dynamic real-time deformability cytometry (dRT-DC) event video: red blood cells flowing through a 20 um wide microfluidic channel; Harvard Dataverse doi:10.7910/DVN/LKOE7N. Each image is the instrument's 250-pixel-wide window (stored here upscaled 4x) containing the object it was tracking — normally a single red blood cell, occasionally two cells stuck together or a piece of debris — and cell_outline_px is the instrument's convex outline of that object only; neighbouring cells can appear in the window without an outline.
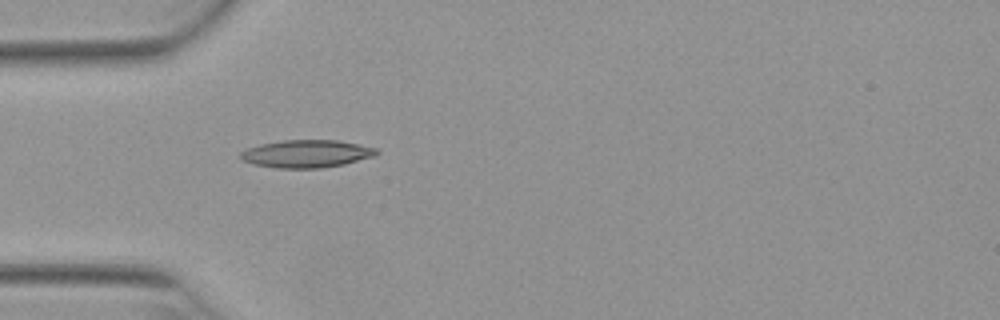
{"species": "Egyptian fruit bat (a non-hibernating species)", "species_latin": "Rousettus aegyptiacus", "temperature_condition": "warm", "stored_images_in_passage": 37, "camera_frame_rate_fps": 3000, "um_per_image_px": 0.085, "animal": {"sex": "female"}, "frame": {"image": 1, "passage_image": 1, "time_ms": 0.0, "image_size_px": [1000, 320], "cell_outline_px": [[380, 152], [376, 156], [344, 164], [320, 168], [276, 168], [252, 164], [244, 160], [240, 156], [240, 152], [248, 148], [260, 144], [284, 140], [340, 140], [376, 148]], "centroid_in_image_um": [26.08, 13.07], "position_along_channel_um": 58.9, "area_um2": 21.96}}
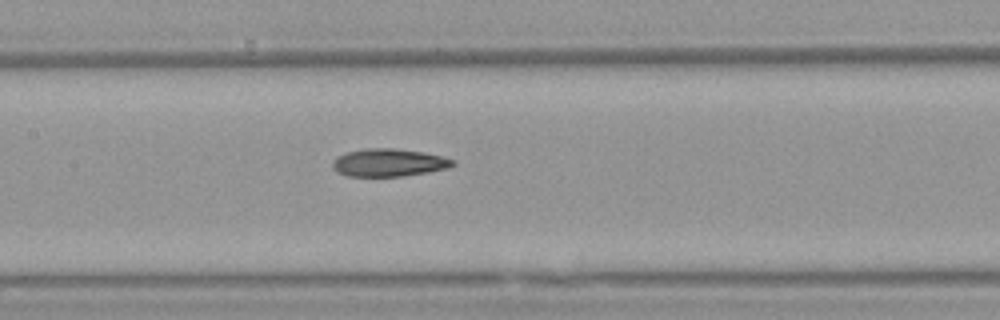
{"frame": {"image": 2, "passage_image": 10, "time_ms": 3.0, "image_size_px": [1000, 320], "cell_outline_px": [[456, 164], [448, 168], [428, 172], [400, 176], [348, 176], [332, 168], [332, 160], [336, 156], [348, 152], [364, 148], [392, 148], [424, 152], [444, 156], [456, 160]], "centroid_in_image_um": [33.07, 13.81], "position_along_channel_um": 174.3, "area_um2": 19.54}}
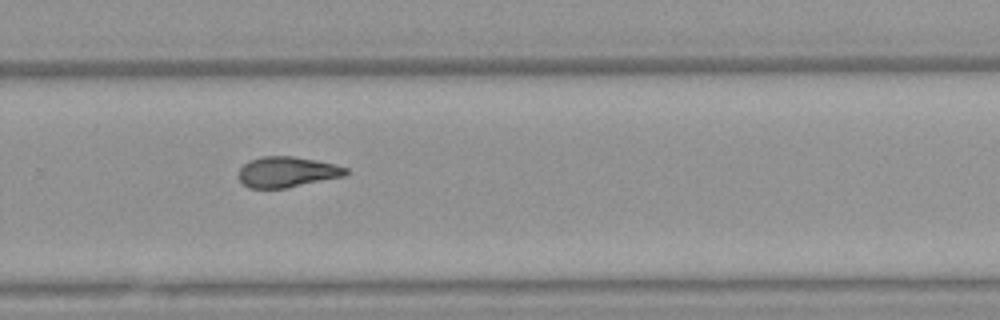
{"frame": {"image": 3, "passage_image": 20, "time_ms": 6.333, "image_size_px": [1000, 320], "cell_outline_px": [[348, 172], [344, 176], [288, 188], [248, 188], [240, 180], [240, 168], [248, 160], [264, 156], [292, 156], [316, 160], [336, 164], [348, 168]], "centroid_in_image_um": [24.42, 14.61], "position_along_channel_um": 305.4, "area_um2": 19.13}, "authors_computed_cell_mechanics": {"area_um2": 19.363, "velocity_mm_per_s": 3.9446, "shape_relaxation_time_tau1_ms": null, "shape_relaxation_time_tau2_ms": 4.7208, "deformation_change_tau1": null, "deformation_change_tau2": 0.1337}}